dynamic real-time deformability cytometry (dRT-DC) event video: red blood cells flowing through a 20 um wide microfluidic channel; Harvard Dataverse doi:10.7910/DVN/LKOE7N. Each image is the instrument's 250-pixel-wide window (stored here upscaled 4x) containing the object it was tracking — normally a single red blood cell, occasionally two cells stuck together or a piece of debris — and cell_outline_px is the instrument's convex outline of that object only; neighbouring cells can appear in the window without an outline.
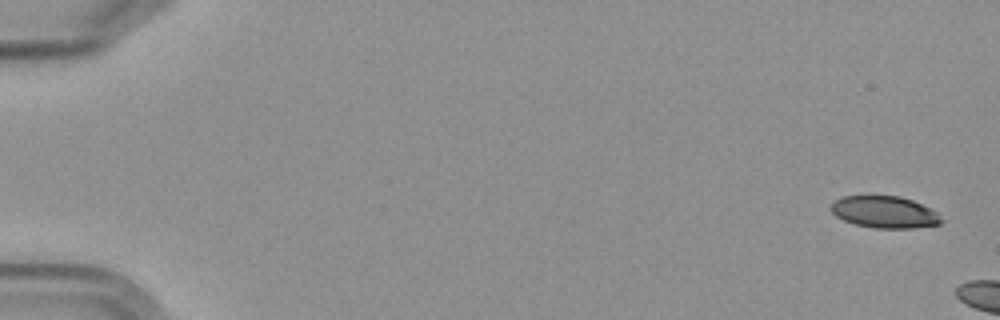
{"species": "Egyptian fruit bat (a non-hibernating species)", "species_latin": "Rousettus aegyptiacus", "temperature_condition": "cold", "stored_images_in_passage": 3, "camera_frame_rate_fps": 3000, "um_per_image_px": 0.085, "frame": {"image": 1, "passage_image": 1, "time_ms": 0.0, "image_size_px": [1000, 320], "cell_outline_px": [[944, 220], [940, 224], [912, 228], [872, 228], [856, 224], [844, 220], [836, 216], [828, 208], [832, 200], [844, 196], [900, 196], [912, 200], [936, 212]], "centroid_in_image_um": [75.14, 18.02], "position_along_channel_um": 9.9, "area_um2": 20.52}}